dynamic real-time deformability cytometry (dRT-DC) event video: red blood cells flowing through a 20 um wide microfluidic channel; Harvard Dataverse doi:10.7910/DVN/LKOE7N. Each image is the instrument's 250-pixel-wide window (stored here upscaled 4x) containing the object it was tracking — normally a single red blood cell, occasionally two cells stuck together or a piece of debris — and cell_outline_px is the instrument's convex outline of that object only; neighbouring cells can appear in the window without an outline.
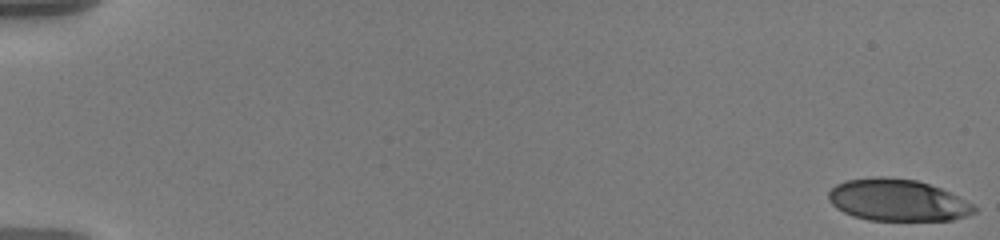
{"species": "human", "species_latin": "Homo sapiens", "temperature_condition": "warm", "stored_images_in_passage": 58, "camera_frame_rate_fps": 3000, "um_per_image_px": 0.085, "donor": {"sex": "male"}, "frame": {"image": 1, "passage_image": 1, "time_ms": 0.0, "image_size_px": [1000, 240], "cell_outline_px": [[976, 212], [968, 216], [952, 220], [868, 220], [852, 216], [836, 208], [828, 200], [828, 192], [836, 184], [844, 180], [876, 176], [884, 176], [916, 180], [940, 188], [972, 204], [976, 208]], "centroid_in_image_um": [76.24, 17.01], "position_along_channel_um": 8.8, "area_um2": 35.55}}
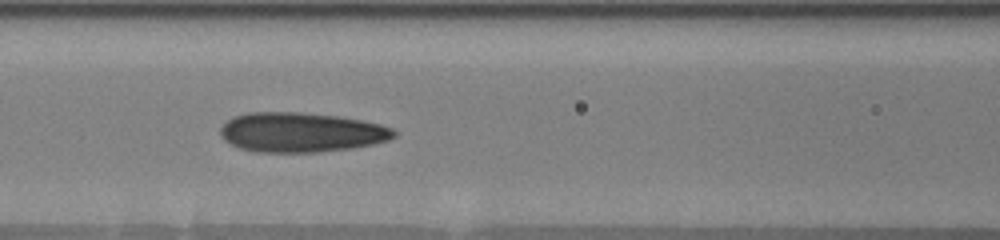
{"frame": {"image": 2, "passage_image": 27, "time_ms": 8.667, "image_size_px": [1000, 240], "cell_outline_px": [[396, 136], [388, 140], [372, 144], [352, 148], [316, 152], [256, 152], [240, 148], [224, 140], [220, 136], [220, 128], [232, 116], [248, 112], [300, 112], [336, 116], [360, 120], [380, 124], [392, 128], [396, 132]], "centroid_in_image_um": [25.57, 11.24], "position_along_channel_um": 141.0, "area_um2": 40.11}}
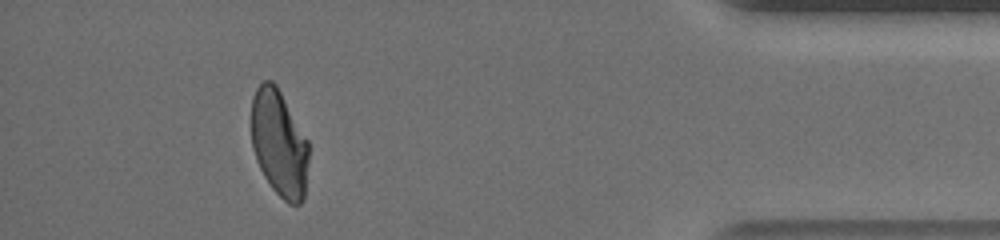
{"frame": {"image": 3, "passage_image": 53, "time_ms": 17.333, "image_size_px": [1000, 240], "cell_outline_px": [[308, 160], [304, 200], [300, 204], [288, 204], [272, 188], [264, 176], [256, 160], [252, 148], [252, 96], [256, 88], [264, 80], [272, 80], [276, 84], [308, 140]], "centroid_in_image_um": [23.73, 12.19], "position_along_channel_um": 411.5, "area_um2": 35.66}, "authors_computed_cell_mechanics": {"area_um2": 37.6567, "velocity_mm_per_s": 3.6105, "shape_relaxation_time_tau1_ms": null, "shape_relaxation_time_tau2_ms": 1.4539, "deformation_change_tau1": null, "deformation_change_tau2": 0.091}}